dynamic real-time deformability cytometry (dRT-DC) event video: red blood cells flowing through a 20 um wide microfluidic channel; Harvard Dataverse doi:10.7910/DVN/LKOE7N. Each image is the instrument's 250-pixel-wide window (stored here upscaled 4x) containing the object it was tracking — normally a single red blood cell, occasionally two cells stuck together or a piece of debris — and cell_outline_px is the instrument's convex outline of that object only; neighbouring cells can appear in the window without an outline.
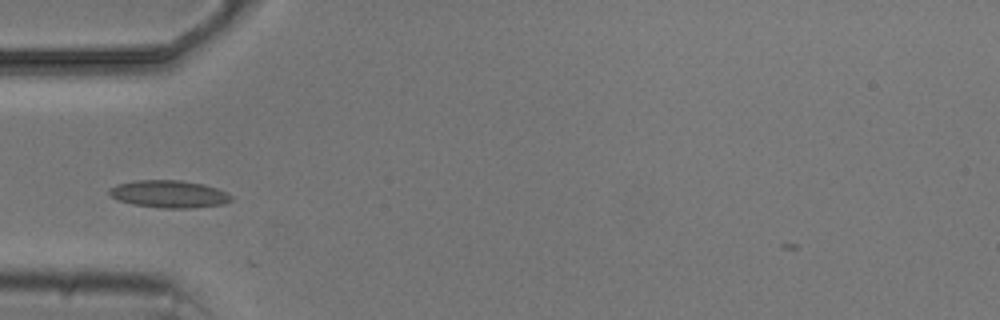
{"species": "common noctule bat (a hibernating species)", "species_latin": "Nyctalus noctula", "temperature_condition": "cold", "stored_images_in_passage": 6, "camera_frame_rate_fps": 3000, "um_per_image_px": 0.085, "animal": {"sex": "male", "body_mass_g": 20.5, "forearm_length_mm": 52.5}, "frame": {"image": 1, "passage_image": 5, "time_ms": 4.667, "image_size_px": [1000, 320], "cell_outline_px": [[232, 200], [224, 204], [188, 208], [164, 208], [132, 204], [116, 200], [108, 192], [108, 188], [116, 184], [136, 180], [180, 180], [204, 184], [228, 192], [232, 196]], "centroid_in_image_um": [14.35, 16.49], "position_along_channel_um": 70.6, "area_um2": 19.59}}